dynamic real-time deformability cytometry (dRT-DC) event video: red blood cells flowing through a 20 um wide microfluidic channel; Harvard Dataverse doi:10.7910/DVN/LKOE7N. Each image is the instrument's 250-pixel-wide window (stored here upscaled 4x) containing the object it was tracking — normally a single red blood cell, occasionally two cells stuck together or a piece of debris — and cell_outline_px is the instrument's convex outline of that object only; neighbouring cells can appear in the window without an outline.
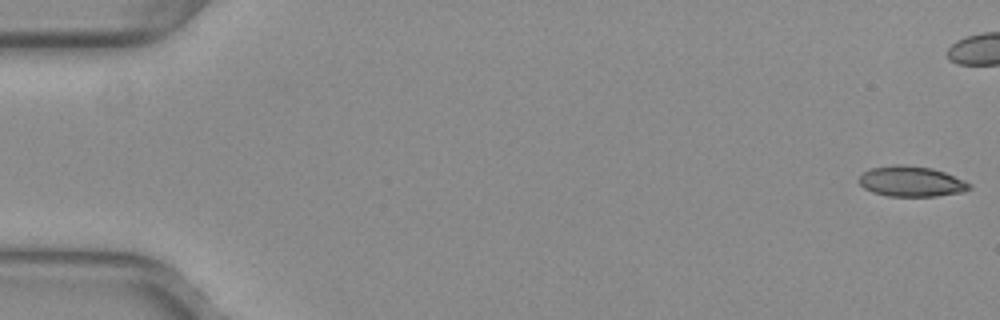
{"species": "common noctule bat (a hibernating species)", "species_latin": "Nyctalus noctula", "temperature_condition": "warm", "stored_images_in_passage": 42, "camera_frame_rate_fps": 3000, "um_per_image_px": 0.085, "animal": {"sex": "female", "body_mass_g": 29.2, "forearm_length_mm": 56.3}, "frame": {"image": 1, "passage_image": 1, "time_ms": 0.0, "image_size_px": [1000, 320], "cell_outline_px": [[972, 188], [964, 192], [936, 196], [888, 196], [872, 192], [864, 188], [856, 180], [864, 172], [872, 168], [892, 164], [904, 164], [932, 168], [944, 172], [964, 180], [972, 184]], "centroid_in_image_um": [77.46, 15.42], "position_along_channel_um": 7.5, "area_um2": 19.77}}
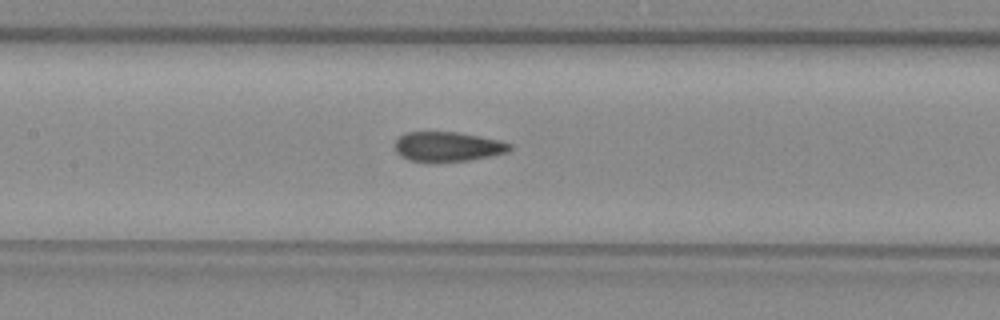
{"frame": {"image": 2, "passage_image": 25, "time_ms": 8.0, "image_size_px": [1000, 320], "cell_outline_px": [[512, 148], [508, 152], [468, 160], [408, 160], [400, 156], [396, 152], [396, 140], [400, 136], [408, 132], [456, 132], [480, 136], [500, 140], [512, 144]], "centroid_in_image_um": [38.08, 12.44], "position_along_channel_um": 169.3, "area_um2": 19.36}}
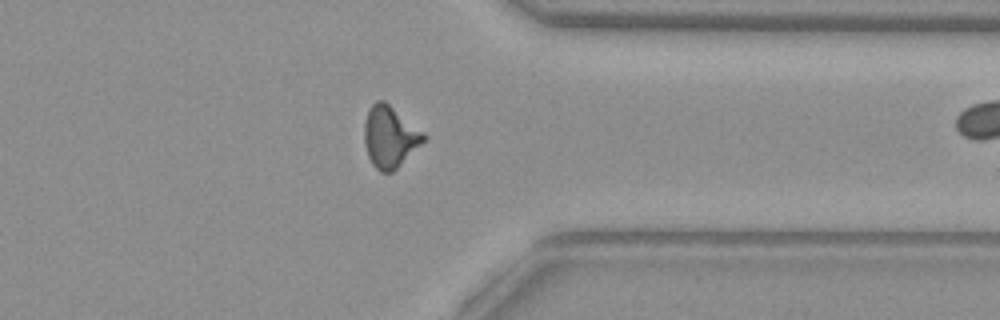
{"frame": {"image": 3, "passage_image": 41, "time_ms": 13.333, "image_size_px": [1000, 320], "cell_outline_px": [[428, 136], [392, 172], [380, 172], [372, 164], [368, 156], [364, 144], [364, 124], [368, 112], [372, 104], [376, 100], [384, 100], [424, 132]], "centroid_in_image_um": [33.11, 11.61], "position_along_channel_um": 378.3, "area_um2": 20.98}}